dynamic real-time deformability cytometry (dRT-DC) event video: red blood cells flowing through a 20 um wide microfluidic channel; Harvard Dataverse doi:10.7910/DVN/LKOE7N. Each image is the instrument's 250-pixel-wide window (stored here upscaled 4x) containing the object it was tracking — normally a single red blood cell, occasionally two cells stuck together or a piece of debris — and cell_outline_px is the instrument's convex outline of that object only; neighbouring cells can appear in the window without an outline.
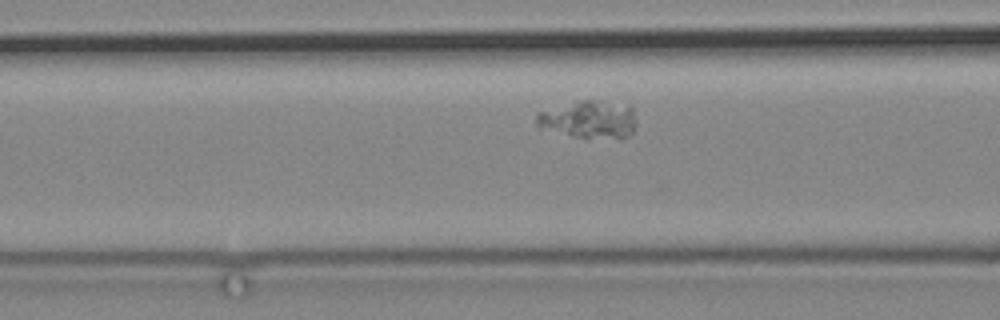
{"species": "common noctule bat (a hibernating species)", "species_latin": "Nyctalus noctula", "temperature_condition": "cold", "stored_images_in_passage": 42, "camera_frame_rate_fps": 3000, "um_per_image_px": 0.085, "animal": {"sex": "male", "body_mass_g": 19.2, "forearm_length_mm": 51.8}, "frame": {"image": 1, "passage_image": 5, "time_ms": 1.333, "image_size_px": [1000, 320], "cell_outline_px": [[636, 124], [632, 132], [628, 136], [620, 140], [584, 140], [536, 128], [536, 112], [576, 100], [592, 100], [632, 108], [636, 120]], "centroid_in_image_um": [49.99, 10.24], "position_along_channel_um": 116.6, "area_um2": 22.89}}
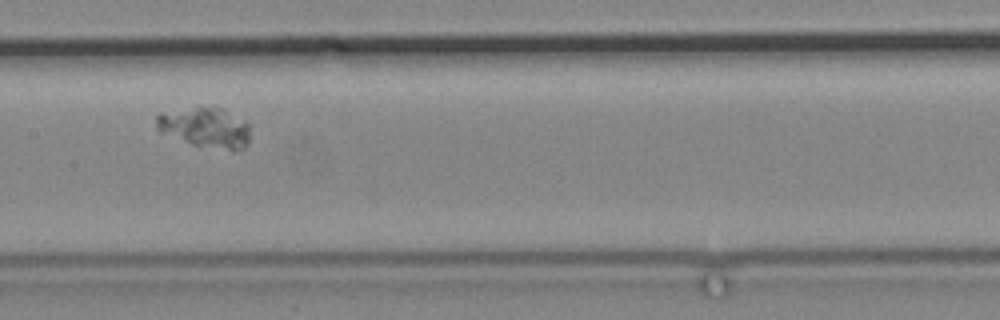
{"frame": {"image": 2, "passage_image": 12, "time_ms": 3.667, "image_size_px": [1000, 320], "cell_outline_px": [[252, 124], [248, 144], [244, 148], [236, 152], [232, 152], [192, 144], [160, 132], [156, 128], [156, 116], [160, 112], [212, 104], [224, 108]], "centroid_in_image_um": [17.53, 10.82], "position_along_channel_um": 189.9, "area_um2": 23.06}}
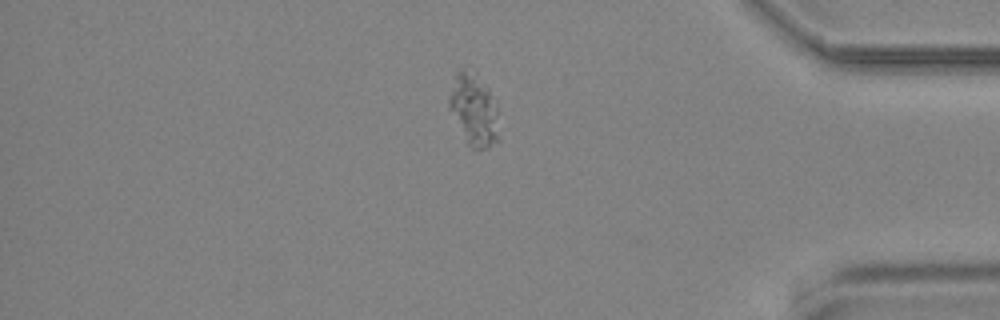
{"frame": {"image": 3, "passage_image": 34, "time_ms": 11.0, "image_size_px": [1000, 320], "cell_outline_px": [[500, 140], [488, 148], [472, 148], [468, 144], [448, 108], [448, 96], [456, 72], [460, 68], [476, 68], [496, 100], [500, 112]], "centroid_in_image_um": [40.34, 9.26], "position_along_channel_um": 394.9, "area_um2": 22.08}}